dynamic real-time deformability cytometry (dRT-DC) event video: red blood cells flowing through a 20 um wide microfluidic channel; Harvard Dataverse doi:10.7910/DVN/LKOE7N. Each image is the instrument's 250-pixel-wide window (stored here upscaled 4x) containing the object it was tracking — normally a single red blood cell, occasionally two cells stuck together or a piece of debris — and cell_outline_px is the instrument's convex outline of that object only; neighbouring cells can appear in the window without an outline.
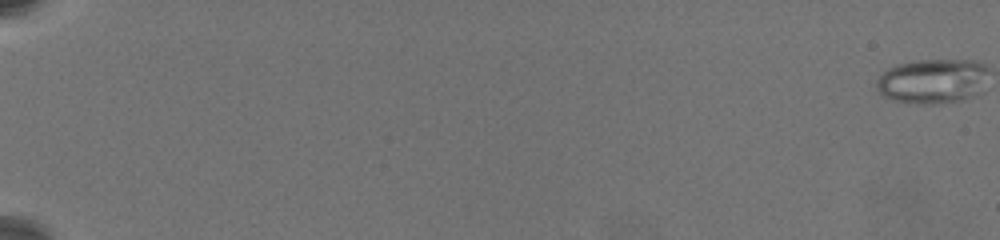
{"species": "common noctule bat (a hibernating species)", "species_latin": "Nyctalus noctula", "temperature_condition": "warm", "stored_images_in_passage": 38, "camera_frame_rate_fps": 3000, "um_per_image_px": 0.085, "animal": {"sex": "female", "body_mass_g": 19.5, "forearm_length_mm": 54.1}, "frame": {"image": 1, "passage_image": 1, "time_ms": 0.0, "image_size_px": [1000, 240], "cell_outline_px": [[984, 68], [964, 96], [952, 100], [900, 100], [888, 96], [880, 92], [876, 88], [876, 80], [888, 68], [896, 64], [916, 60], [972, 60], [980, 64]], "centroid_in_image_um": [78.97, 6.77], "position_along_channel_um": 6.0, "area_um2": 25.49}}
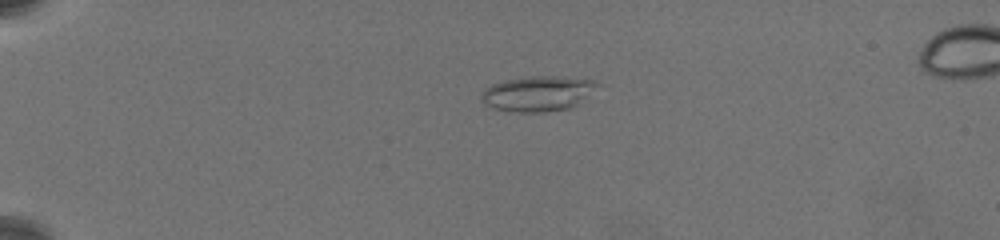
{"frame": {"image": 2, "passage_image": 30, "time_ms": 6.0, "image_size_px": [1000, 240], "cell_outline_px": [[600, 84], [572, 104], [564, 108], [532, 112], [520, 112], [496, 108], [488, 104], [480, 96], [492, 84], [508, 80], [532, 76], [552, 76], [592, 80]], "centroid_in_image_um": [45.66, 7.92], "position_along_channel_um": 39.3, "area_um2": 22.2}}